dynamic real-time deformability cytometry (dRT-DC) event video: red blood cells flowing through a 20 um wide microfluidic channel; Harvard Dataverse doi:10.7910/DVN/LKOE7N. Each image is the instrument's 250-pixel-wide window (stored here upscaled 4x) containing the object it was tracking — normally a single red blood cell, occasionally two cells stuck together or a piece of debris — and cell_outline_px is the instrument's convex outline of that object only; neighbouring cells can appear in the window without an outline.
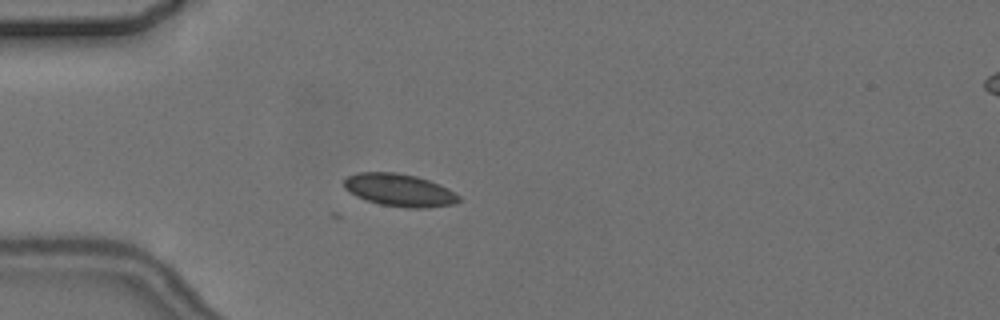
{"species": "common noctule bat (a hibernating species)", "species_latin": "Nyctalus noctula", "temperature_condition": "cold", "stored_images_in_passage": 5, "camera_frame_rate_fps": 3000, "um_per_image_px": 0.085, "animal": {"sex": "female", "body_mass_g": 24.6, "forearm_length_mm": 56.2}, "frame": {"image": 1, "passage_image": 4, "time_ms": 3.667, "image_size_px": [1000, 320], "cell_outline_px": [[460, 200], [456, 204], [428, 208], [408, 208], [380, 204], [364, 200], [348, 192], [344, 188], [344, 180], [348, 176], [356, 172], [396, 172], [416, 176], [440, 184], [448, 188], [460, 196]], "centroid_in_image_um": [33.95, 16.16], "position_along_channel_um": 51.1, "area_um2": 22.08}}